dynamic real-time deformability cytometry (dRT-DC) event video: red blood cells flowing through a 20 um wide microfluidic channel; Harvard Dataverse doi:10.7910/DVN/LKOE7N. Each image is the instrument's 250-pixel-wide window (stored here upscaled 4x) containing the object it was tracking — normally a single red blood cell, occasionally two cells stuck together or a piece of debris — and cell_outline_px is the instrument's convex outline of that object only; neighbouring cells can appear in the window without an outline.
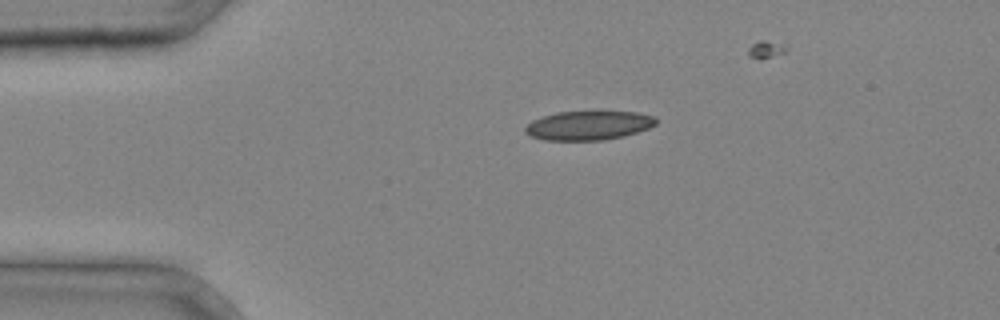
{"species": "common noctule bat (a hibernating species)", "species_latin": "Nyctalus noctula", "temperature_condition": "cold", "stored_images_in_passage": 3, "camera_frame_rate_fps": 3000, "um_per_image_px": 0.085, "animal": {"sex": "male", "body_mass_g": 20.4}, "frame": {"image": 1, "passage_image": 1, "time_ms": 0.0, "image_size_px": [1000, 320], "cell_outline_px": [[656, 124], [648, 128], [624, 136], [604, 140], [544, 140], [532, 136], [524, 132], [524, 128], [532, 120], [556, 112], [596, 108], [600, 108], [636, 112], [656, 116]], "centroid_in_image_um": [50.06, 10.6], "position_along_channel_um": 34.9, "area_um2": 23.24}}
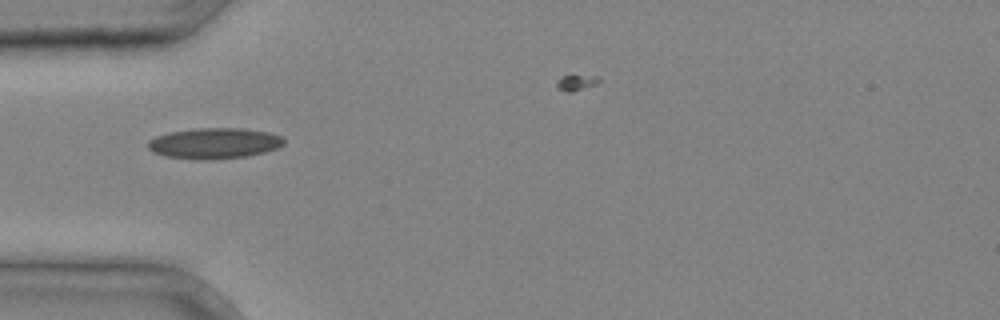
{"frame": {"image": 2, "passage_image": 2, "time_ms": 0.333, "image_size_px": [1000, 320], "cell_outline_px": [[284, 144], [276, 148], [264, 152], [248, 156], [208, 160], [192, 160], [164, 156], [152, 152], [148, 148], [148, 140], [156, 136], [168, 132], [196, 128], [244, 128], [268, 132], [280, 136], [284, 140]], "centroid_in_image_um": [18.17, 12.18], "position_along_channel_um": 66.8, "area_um2": 24.62}}